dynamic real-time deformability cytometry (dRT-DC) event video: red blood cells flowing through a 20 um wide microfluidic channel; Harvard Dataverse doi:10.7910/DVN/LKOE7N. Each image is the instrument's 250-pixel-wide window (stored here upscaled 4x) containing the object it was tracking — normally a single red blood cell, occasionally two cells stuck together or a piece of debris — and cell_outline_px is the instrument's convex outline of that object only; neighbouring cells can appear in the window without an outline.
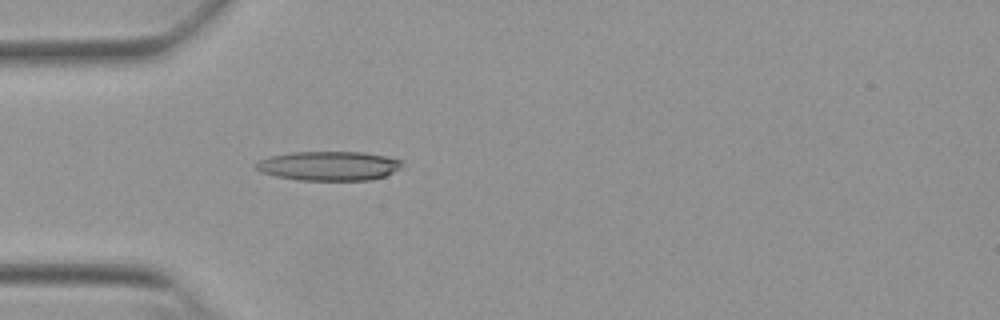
{"species": "Egyptian fruit bat (a non-hibernating species)", "species_latin": "Rousettus aegyptiacus", "temperature_condition": "warm", "stored_images_in_passage": 53, "camera_frame_rate_fps": 3000, "um_per_image_px": 0.085, "animal": {"sex": "female"}, "frame": {"image": 1, "passage_image": 16, "time_ms": 5.0, "image_size_px": [1000, 320], "cell_outline_px": [[404, 168], [384, 176], [368, 180], [296, 180], [276, 176], [260, 172], [252, 164], [260, 160], [272, 156], [292, 152], [364, 152], [404, 160]], "centroid_in_image_um": [27.99, 14.1], "position_along_channel_um": 57.0, "area_um2": 25.14}}
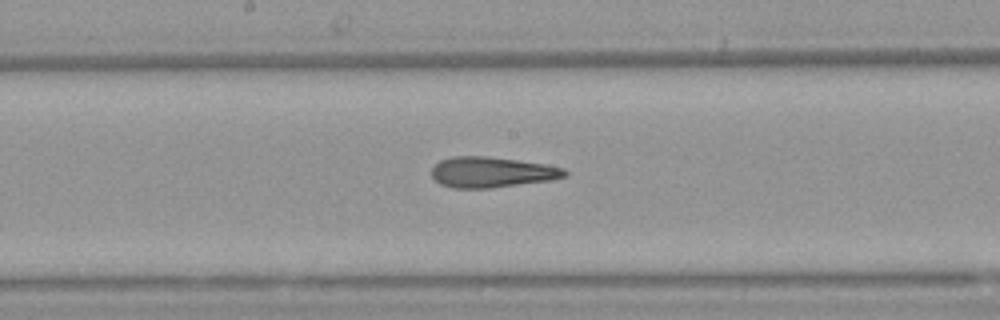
{"frame": {"image": 2, "passage_image": 28, "time_ms": 9.0, "image_size_px": [1000, 320], "cell_outline_px": [[568, 176], [552, 180], [488, 188], [452, 188], [440, 184], [432, 176], [432, 168], [440, 160], [452, 156], [488, 156], [544, 164], [564, 168], [568, 172]], "centroid_in_image_um": [41.8, 14.63], "position_along_channel_um": 206.4, "area_um2": 23.7}}
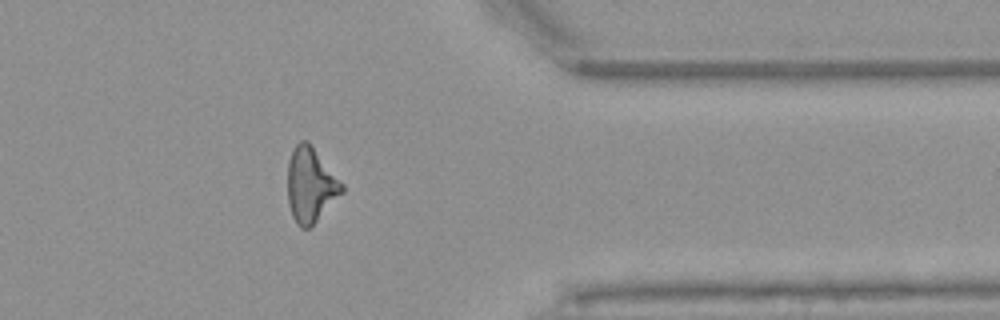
{"frame": {"image": 3, "passage_image": 43, "time_ms": 14.0, "image_size_px": [1000, 320], "cell_outline_px": [[344, 192], [308, 228], [300, 228], [296, 224], [292, 216], [288, 204], [288, 160], [292, 148], [300, 140], [308, 140], [344, 184]], "centroid_in_image_um": [26.39, 15.69], "position_along_channel_um": 385.0, "area_um2": 23.76}, "authors_computed_cell_mechanics": {"area_um2": 23.7558, "velocity_mm_per_s": 3.8601, "shape_relaxation_time_tau1_ms": null, "shape_relaxation_time_tau2_ms": 3.8076, "deformation_change_tau1": null, "deformation_change_tau2": 0.1673}}